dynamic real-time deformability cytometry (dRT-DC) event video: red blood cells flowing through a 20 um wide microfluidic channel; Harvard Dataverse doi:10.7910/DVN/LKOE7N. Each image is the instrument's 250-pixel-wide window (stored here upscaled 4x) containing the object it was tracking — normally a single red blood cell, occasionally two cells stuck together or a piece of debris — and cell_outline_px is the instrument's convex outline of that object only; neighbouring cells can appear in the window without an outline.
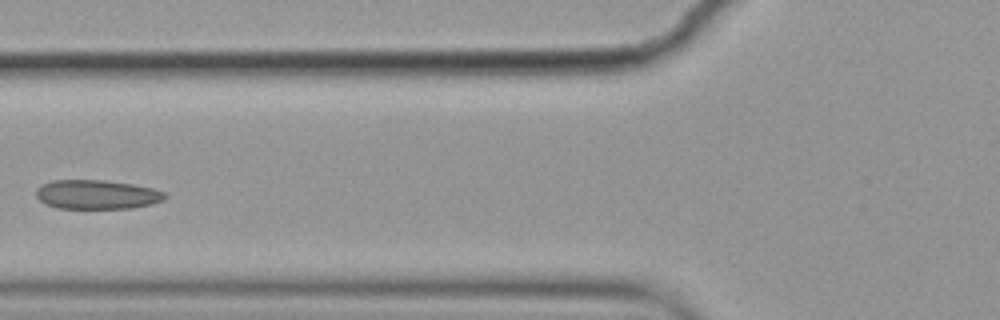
{"species": "common noctule bat (a hibernating species)", "species_latin": "Nyctalus noctula", "temperature_condition": "cold", "stored_images_in_passage": 10, "camera_frame_rate_fps": 3000, "um_per_image_px": 0.085, "animal": {"sex": "female", "body_mass_g": 19.9}, "frame": {"image": 1, "passage_image": 6, "time_ms": 1.667, "image_size_px": [1000, 320], "cell_outline_px": [[168, 196], [164, 200], [152, 204], [132, 208], [56, 208], [44, 204], [36, 196], [36, 188], [52, 180], [104, 180], [132, 184], [152, 188], [164, 192]], "centroid_in_image_um": [8.23, 16.54], "position_along_channel_um": 117.6, "area_um2": 21.96}}
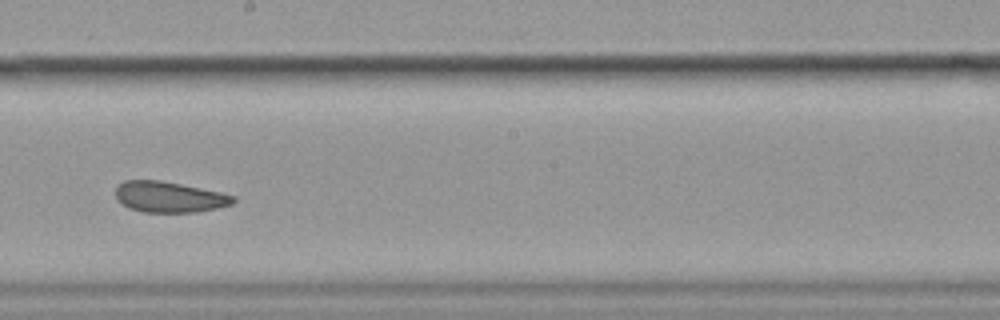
{"frame": {"image": 2, "passage_image": 9, "time_ms": 2.667, "image_size_px": [1000, 320], "cell_outline_px": [[236, 200], [232, 204], [216, 208], [196, 212], [144, 212], [128, 208], [120, 204], [116, 200], [116, 188], [124, 180], [160, 180], [220, 192], [236, 196]], "centroid_in_image_um": [14.36, 16.75], "position_along_channel_um": 233.8, "area_um2": 21.15}}
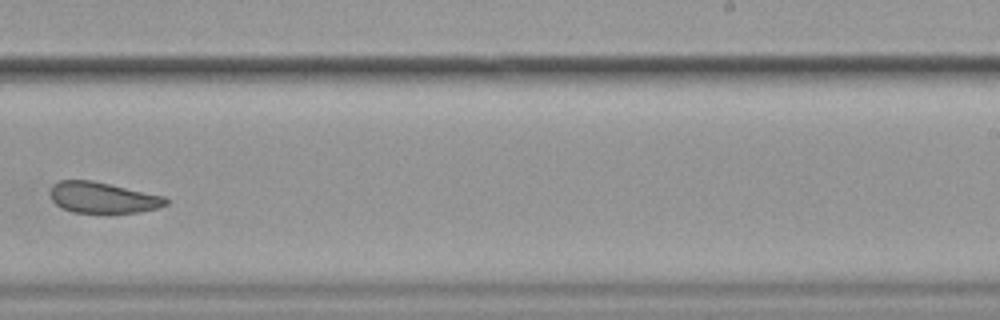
{"frame": {"image": 3, "passage_image": 10, "time_ms": 3.0, "image_size_px": [1000, 320], "cell_outline_px": [[168, 204], [156, 208], [140, 212], [72, 212], [60, 208], [52, 200], [48, 192], [52, 184], [60, 180], [92, 180], [164, 196], [168, 200]], "centroid_in_image_um": [8.68, 16.79], "position_along_channel_um": 280.3, "area_um2": 20.87}}